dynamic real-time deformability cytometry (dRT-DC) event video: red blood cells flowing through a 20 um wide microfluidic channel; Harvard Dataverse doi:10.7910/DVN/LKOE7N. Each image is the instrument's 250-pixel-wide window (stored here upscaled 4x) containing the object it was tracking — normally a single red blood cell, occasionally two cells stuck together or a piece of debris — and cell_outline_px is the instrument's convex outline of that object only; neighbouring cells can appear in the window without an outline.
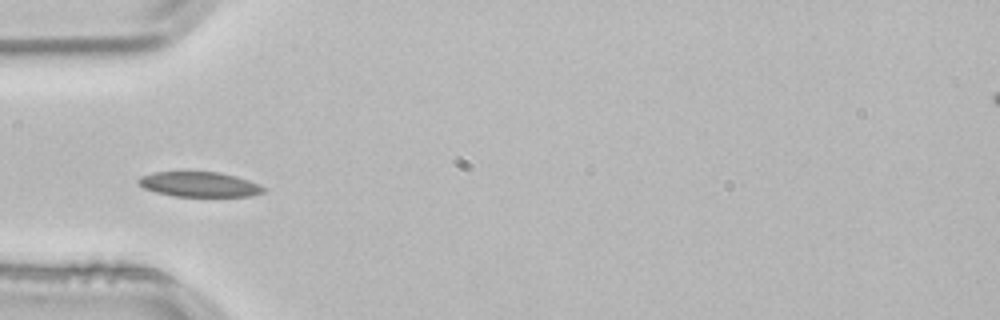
{"species": "common noctule bat (a hibernating species)", "species_latin": "Nyctalus noctula", "temperature_condition": "room temperature", "stored_images_in_passage": 2, "camera_frame_rate_fps": 3000, "um_per_image_px": 0.085, "animal": {"sex": "male", "body_mass_g": 21.5, "forearm_length_mm": 52.0}, "frame": {"image": 1, "passage_image": 2, "time_ms": 0.333, "image_size_px": [1000, 320], "cell_outline_px": [[268, 188], [264, 192], [248, 196], [172, 196], [156, 192], [144, 188], [136, 184], [136, 180], [140, 176], [152, 172], [220, 172], [236, 176], [260, 184]], "centroid_in_image_um": [16.92, 15.66], "position_along_channel_um": 68.1, "area_um2": 18.38}}